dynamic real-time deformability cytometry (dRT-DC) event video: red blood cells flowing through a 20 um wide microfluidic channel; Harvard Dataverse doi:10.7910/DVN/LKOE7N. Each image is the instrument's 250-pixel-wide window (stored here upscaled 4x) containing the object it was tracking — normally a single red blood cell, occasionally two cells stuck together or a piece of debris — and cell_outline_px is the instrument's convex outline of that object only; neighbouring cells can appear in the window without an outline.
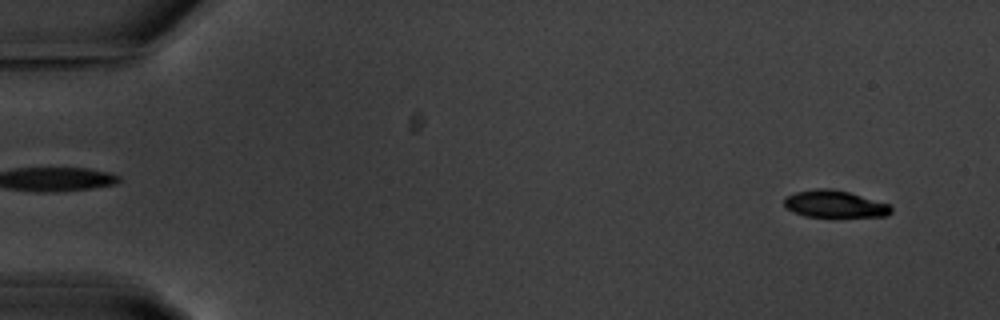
{"species": "common noctule bat (a hibernating species)", "species_latin": "Nyctalus noctula", "temperature_condition": "warm", "stored_images_in_passage": 56, "camera_frame_rate_fps": 3000, "um_per_image_px": 0.085, "animal": {"sex": "male", "body_mass_g": 20.1, "forearm_length_mm": 53.5}, "frame": {"image": 1, "passage_image": 4, "time_ms": 1.0, "image_size_px": [1000, 320], "cell_outline_px": [[892, 212], [888, 216], [804, 216], [792, 212], [784, 208], [784, 196], [796, 192], [816, 188], [832, 188], [848, 192], [888, 204], [892, 208]], "centroid_in_image_um": [70.88, 17.33], "position_along_channel_um": 14.1, "area_um2": 16.82}}
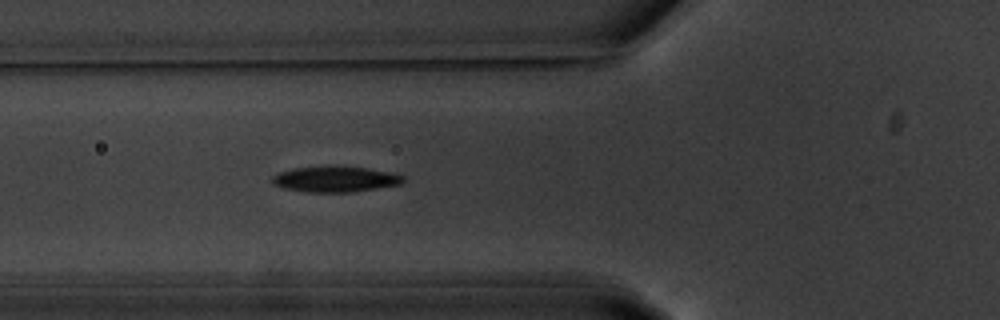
{"frame": {"image": 2, "passage_image": 21, "time_ms": 6.667, "image_size_px": [1000, 320], "cell_outline_px": [[404, 180], [400, 184], [348, 192], [308, 192], [284, 188], [272, 184], [272, 176], [280, 172], [292, 168], [368, 168], [392, 172], [404, 176]], "centroid_in_image_um": [28.48, 15.25], "position_along_channel_um": 97.3, "area_um2": 18.84}}
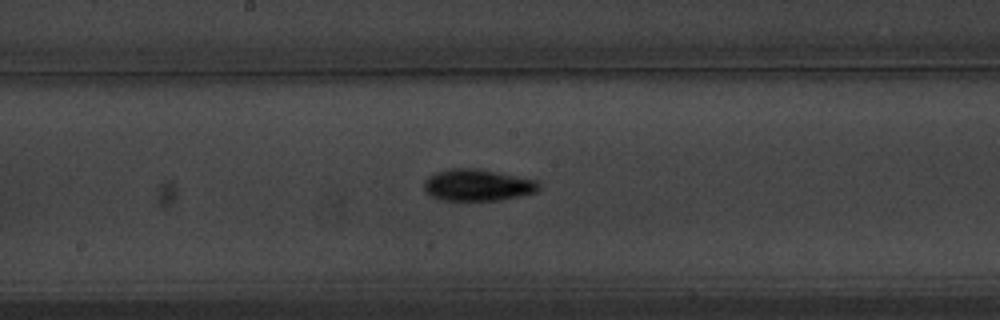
{"frame": {"image": 3, "passage_image": 30, "time_ms": 9.667, "image_size_px": [1000, 320], "cell_outline_px": [[540, 188], [536, 192], [520, 196], [500, 200], [440, 200], [424, 192], [424, 180], [428, 176], [436, 172], [448, 168], [476, 168], [536, 180], [540, 184]], "centroid_in_image_um": [40.56, 15.73], "position_along_channel_um": 207.6, "area_um2": 21.27}, "authors_computed_cell_mechanics": {"area_um2": 19.2474, "velocity_mm_per_s": 3.6535, "shape_relaxation_time_tau1_ms": 2.3104, "shape_relaxation_time_tau2_ms": 5.3465, "deformation_change_tau1": 0.1326, "deformation_change_tau2": 0.0811}}